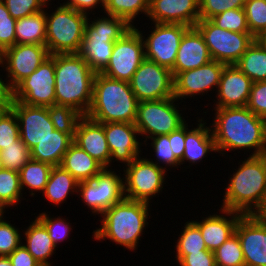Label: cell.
<instances>
[{
    "mask_svg": "<svg viewBox=\"0 0 266 266\" xmlns=\"http://www.w3.org/2000/svg\"><path fill=\"white\" fill-rule=\"evenodd\" d=\"M178 100L175 97L138 102L135 126L139 136H144V144L147 139L159 135H168L178 130L186 121L182 110L175 105Z\"/></svg>",
    "mask_w": 266,
    "mask_h": 266,
    "instance_id": "8",
    "label": "cell"
},
{
    "mask_svg": "<svg viewBox=\"0 0 266 266\" xmlns=\"http://www.w3.org/2000/svg\"><path fill=\"white\" fill-rule=\"evenodd\" d=\"M78 181L62 166H53L48 182L42 192L45 198L56 207L64 203L71 194L78 193ZM75 192V193H74ZM69 195V196H68Z\"/></svg>",
    "mask_w": 266,
    "mask_h": 266,
    "instance_id": "30",
    "label": "cell"
},
{
    "mask_svg": "<svg viewBox=\"0 0 266 266\" xmlns=\"http://www.w3.org/2000/svg\"><path fill=\"white\" fill-rule=\"evenodd\" d=\"M179 266H216L214 252L201 250L185 255L179 262Z\"/></svg>",
    "mask_w": 266,
    "mask_h": 266,
    "instance_id": "50",
    "label": "cell"
},
{
    "mask_svg": "<svg viewBox=\"0 0 266 266\" xmlns=\"http://www.w3.org/2000/svg\"><path fill=\"white\" fill-rule=\"evenodd\" d=\"M213 252L216 266H245L241 243L236 233Z\"/></svg>",
    "mask_w": 266,
    "mask_h": 266,
    "instance_id": "38",
    "label": "cell"
},
{
    "mask_svg": "<svg viewBox=\"0 0 266 266\" xmlns=\"http://www.w3.org/2000/svg\"><path fill=\"white\" fill-rule=\"evenodd\" d=\"M214 111L211 130L218 153L224 156V152L241 149L247 152L253 149L249 156L266 153L265 118L257 116L246 106L214 108Z\"/></svg>",
    "mask_w": 266,
    "mask_h": 266,
    "instance_id": "1",
    "label": "cell"
},
{
    "mask_svg": "<svg viewBox=\"0 0 266 266\" xmlns=\"http://www.w3.org/2000/svg\"><path fill=\"white\" fill-rule=\"evenodd\" d=\"M5 211L6 210L2 206H0V220L4 217L3 215H4Z\"/></svg>",
    "mask_w": 266,
    "mask_h": 266,
    "instance_id": "59",
    "label": "cell"
},
{
    "mask_svg": "<svg viewBox=\"0 0 266 266\" xmlns=\"http://www.w3.org/2000/svg\"><path fill=\"white\" fill-rule=\"evenodd\" d=\"M0 220V256H9L22 244L21 232L9 221Z\"/></svg>",
    "mask_w": 266,
    "mask_h": 266,
    "instance_id": "45",
    "label": "cell"
},
{
    "mask_svg": "<svg viewBox=\"0 0 266 266\" xmlns=\"http://www.w3.org/2000/svg\"><path fill=\"white\" fill-rule=\"evenodd\" d=\"M148 17L153 23L194 27L200 20L199 0H150Z\"/></svg>",
    "mask_w": 266,
    "mask_h": 266,
    "instance_id": "22",
    "label": "cell"
},
{
    "mask_svg": "<svg viewBox=\"0 0 266 266\" xmlns=\"http://www.w3.org/2000/svg\"><path fill=\"white\" fill-rule=\"evenodd\" d=\"M218 210L222 215L216 213L205 218L202 217V221L193 220L201 231L207 250L210 251H215L235 233L236 224L243 215L228 209L220 208Z\"/></svg>",
    "mask_w": 266,
    "mask_h": 266,
    "instance_id": "25",
    "label": "cell"
},
{
    "mask_svg": "<svg viewBox=\"0 0 266 266\" xmlns=\"http://www.w3.org/2000/svg\"><path fill=\"white\" fill-rule=\"evenodd\" d=\"M111 170L104 168L94 179L78 183L77 194L94 215H101L124 198L121 173Z\"/></svg>",
    "mask_w": 266,
    "mask_h": 266,
    "instance_id": "12",
    "label": "cell"
},
{
    "mask_svg": "<svg viewBox=\"0 0 266 266\" xmlns=\"http://www.w3.org/2000/svg\"><path fill=\"white\" fill-rule=\"evenodd\" d=\"M229 178L220 208L255 214L266 198V158L249 156Z\"/></svg>",
    "mask_w": 266,
    "mask_h": 266,
    "instance_id": "3",
    "label": "cell"
},
{
    "mask_svg": "<svg viewBox=\"0 0 266 266\" xmlns=\"http://www.w3.org/2000/svg\"><path fill=\"white\" fill-rule=\"evenodd\" d=\"M11 108L19 122L20 139L30 150L55 130L48 107L30 106L12 100Z\"/></svg>",
    "mask_w": 266,
    "mask_h": 266,
    "instance_id": "19",
    "label": "cell"
},
{
    "mask_svg": "<svg viewBox=\"0 0 266 266\" xmlns=\"http://www.w3.org/2000/svg\"><path fill=\"white\" fill-rule=\"evenodd\" d=\"M26 243L23 245L34 259L40 263L41 266H52L50 257L54 251L56 252V245L49 237V233L45 226L36 218L30 222V225L23 232ZM49 260V261H48Z\"/></svg>",
    "mask_w": 266,
    "mask_h": 266,
    "instance_id": "28",
    "label": "cell"
},
{
    "mask_svg": "<svg viewBox=\"0 0 266 266\" xmlns=\"http://www.w3.org/2000/svg\"><path fill=\"white\" fill-rule=\"evenodd\" d=\"M12 266H41L28 252L23 243L8 256Z\"/></svg>",
    "mask_w": 266,
    "mask_h": 266,
    "instance_id": "51",
    "label": "cell"
},
{
    "mask_svg": "<svg viewBox=\"0 0 266 266\" xmlns=\"http://www.w3.org/2000/svg\"><path fill=\"white\" fill-rule=\"evenodd\" d=\"M255 215L266 224V198L262 207L255 213Z\"/></svg>",
    "mask_w": 266,
    "mask_h": 266,
    "instance_id": "56",
    "label": "cell"
},
{
    "mask_svg": "<svg viewBox=\"0 0 266 266\" xmlns=\"http://www.w3.org/2000/svg\"><path fill=\"white\" fill-rule=\"evenodd\" d=\"M12 99H0V118L11 107Z\"/></svg>",
    "mask_w": 266,
    "mask_h": 266,
    "instance_id": "55",
    "label": "cell"
},
{
    "mask_svg": "<svg viewBox=\"0 0 266 266\" xmlns=\"http://www.w3.org/2000/svg\"><path fill=\"white\" fill-rule=\"evenodd\" d=\"M16 44H40L46 42L45 9L30 16L16 20Z\"/></svg>",
    "mask_w": 266,
    "mask_h": 266,
    "instance_id": "31",
    "label": "cell"
},
{
    "mask_svg": "<svg viewBox=\"0 0 266 266\" xmlns=\"http://www.w3.org/2000/svg\"><path fill=\"white\" fill-rule=\"evenodd\" d=\"M149 139H151L150 145L153 148V152H155L154 154L156 157V160L154 161L153 159L149 158L148 160L150 162L159 167L165 166L164 168L167 171H169L168 169L170 168H178L180 166V161L175 157L172 147L170 146L168 135H159ZM159 163L163 164V166H161ZM167 166L169 167L168 169Z\"/></svg>",
    "mask_w": 266,
    "mask_h": 266,
    "instance_id": "42",
    "label": "cell"
},
{
    "mask_svg": "<svg viewBox=\"0 0 266 266\" xmlns=\"http://www.w3.org/2000/svg\"><path fill=\"white\" fill-rule=\"evenodd\" d=\"M63 6L73 8L78 12L85 13L89 15V11H92L99 6L104 10V0H67L62 3ZM98 6V7H97Z\"/></svg>",
    "mask_w": 266,
    "mask_h": 266,
    "instance_id": "53",
    "label": "cell"
},
{
    "mask_svg": "<svg viewBox=\"0 0 266 266\" xmlns=\"http://www.w3.org/2000/svg\"><path fill=\"white\" fill-rule=\"evenodd\" d=\"M246 107L257 116L266 119V81L252 84Z\"/></svg>",
    "mask_w": 266,
    "mask_h": 266,
    "instance_id": "49",
    "label": "cell"
},
{
    "mask_svg": "<svg viewBox=\"0 0 266 266\" xmlns=\"http://www.w3.org/2000/svg\"><path fill=\"white\" fill-rule=\"evenodd\" d=\"M48 115L54 125L55 130L75 137L76 127L82 114L69 106L51 105L48 107Z\"/></svg>",
    "mask_w": 266,
    "mask_h": 266,
    "instance_id": "37",
    "label": "cell"
},
{
    "mask_svg": "<svg viewBox=\"0 0 266 266\" xmlns=\"http://www.w3.org/2000/svg\"><path fill=\"white\" fill-rule=\"evenodd\" d=\"M144 59L141 34L136 26L131 27L115 41L109 64L101 73L109 78L129 82Z\"/></svg>",
    "mask_w": 266,
    "mask_h": 266,
    "instance_id": "14",
    "label": "cell"
},
{
    "mask_svg": "<svg viewBox=\"0 0 266 266\" xmlns=\"http://www.w3.org/2000/svg\"><path fill=\"white\" fill-rule=\"evenodd\" d=\"M138 100L127 81L96 73L92 102L87 117L98 123L124 122L134 124Z\"/></svg>",
    "mask_w": 266,
    "mask_h": 266,
    "instance_id": "5",
    "label": "cell"
},
{
    "mask_svg": "<svg viewBox=\"0 0 266 266\" xmlns=\"http://www.w3.org/2000/svg\"><path fill=\"white\" fill-rule=\"evenodd\" d=\"M195 27L203 36L211 59L226 65L235 64L255 40L250 33L225 30L211 20H199Z\"/></svg>",
    "mask_w": 266,
    "mask_h": 266,
    "instance_id": "10",
    "label": "cell"
},
{
    "mask_svg": "<svg viewBox=\"0 0 266 266\" xmlns=\"http://www.w3.org/2000/svg\"><path fill=\"white\" fill-rule=\"evenodd\" d=\"M226 64L211 60L209 63L196 69L178 73L174 77V97L183 102V99L218 89L221 73ZM216 88V89H214Z\"/></svg>",
    "mask_w": 266,
    "mask_h": 266,
    "instance_id": "17",
    "label": "cell"
},
{
    "mask_svg": "<svg viewBox=\"0 0 266 266\" xmlns=\"http://www.w3.org/2000/svg\"><path fill=\"white\" fill-rule=\"evenodd\" d=\"M95 74L78 53L55 54V104L72 107L86 116Z\"/></svg>",
    "mask_w": 266,
    "mask_h": 266,
    "instance_id": "2",
    "label": "cell"
},
{
    "mask_svg": "<svg viewBox=\"0 0 266 266\" xmlns=\"http://www.w3.org/2000/svg\"><path fill=\"white\" fill-rule=\"evenodd\" d=\"M0 266H12L8 256H0Z\"/></svg>",
    "mask_w": 266,
    "mask_h": 266,
    "instance_id": "57",
    "label": "cell"
},
{
    "mask_svg": "<svg viewBox=\"0 0 266 266\" xmlns=\"http://www.w3.org/2000/svg\"><path fill=\"white\" fill-rule=\"evenodd\" d=\"M52 168L53 166L48 163L30 159L19 171L22 191L27 187V190L29 189V193L33 197L35 192H43Z\"/></svg>",
    "mask_w": 266,
    "mask_h": 266,
    "instance_id": "33",
    "label": "cell"
},
{
    "mask_svg": "<svg viewBox=\"0 0 266 266\" xmlns=\"http://www.w3.org/2000/svg\"><path fill=\"white\" fill-rule=\"evenodd\" d=\"M3 167L19 172L31 159V152L27 145L19 138L13 144L0 150Z\"/></svg>",
    "mask_w": 266,
    "mask_h": 266,
    "instance_id": "39",
    "label": "cell"
},
{
    "mask_svg": "<svg viewBox=\"0 0 266 266\" xmlns=\"http://www.w3.org/2000/svg\"><path fill=\"white\" fill-rule=\"evenodd\" d=\"M235 65L253 83L266 81V48L255 39Z\"/></svg>",
    "mask_w": 266,
    "mask_h": 266,
    "instance_id": "32",
    "label": "cell"
},
{
    "mask_svg": "<svg viewBox=\"0 0 266 266\" xmlns=\"http://www.w3.org/2000/svg\"><path fill=\"white\" fill-rule=\"evenodd\" d=\"M73 143L69 134L54 130L31 150V159L48 163L52 166L61 165L64 154Z\"/></svg>",
    "mask_w": 266,
    "mask_h": 266,
    "instance_id": "29",
    "label": "cell"
},
{
    "mask_svg": "<svg viewBox=\"0 0 266 266\" xmlns=\"http://www.w3.org/2000/svg\"><path fill=\"white\" fill-rule=\"evenodd\" d=\"M168 137L175 157L181 161L185 148V124L178 130L169 133Z\"/></svg>",
    "mask_w": 266,
    "mask_h": 266,
    "instance_id": "52",
    "label": "cell"
},
{
    "mask_svg": "<svg viewBox=\"0 0 266 266\" xmlns=\"http://www.w3.org/2000/svg\"><path fill=\"white\" fill-rule=\"evenodd\" d=\"M246 0H199L200 20H210L230 9L244 8Z\"/></svg>",
    "mask_w": 266,
    "mask_h": 266,
    "instance_id": "47",
    "label": "cell"
},
{
    "mask_svg": "<svg viewBox=\"0 0 266 266\" xmlns=\"http://www.w3.org/2000/svg\"><path fill=\"white\" fill-rule=\"evenodd\" d=\"M36 218L45 226L49 237L56 246H59V243L63 242L66 238L68 239L72 227L71 223L65 220V218L60 216H57V218L51 217L46 212L40 213Z\"/></svg>",
    "mask_w": 266,
    "mask_h": 266,
    "instance_id": "43",
    "label": "cell"
},
{
    "mask_svg": "<svg viewBox=\"0 0 266 266\" xmlns=\"http://www.w3.org/2000/svg\"><path fill=\"white\" fill-rule=\"evenodd\" d=\"M2 2L16 20L43 11L44 7L51 5L48 0H2Z\"/></svg>",
    "mask_w": 266,
    "mask_h": 266,
    "instance_id": "44",
    "label": "cell"
},
{
    "mask_svg": "<svg viewBox=\"0 0 266 266\" xmlns=\"http://www.w3.org/2000/svg\"><path fill=\"white\" fill-rule=\"evenodd\" d=\"M12 100L40 107L55 104V54L12 89Z\"/></svg>",
    "mask_w": 266,
    "mask_h": 266,
    "instance_id": "11",
    "label": "cell"
},
{
    "mask_svg": "<svg viewBox=\"0 0 266 266\" xmlns=\"http://www.w3.org/2000/svg\"><path fill=\"white\" fill-rule=\"evenodd\" d=\"M181 235H178L176 247V262L178 263L185 255L207 250L201 231L193 221H187L183 226Z\"/></svg>",
    "mask_w": 266,
    "mask_h": 266,
    "instance_id": "35",
    "label": "cell"
},
{
    "mask_svg": "<svg viewBox=\"0 0 266 266\" xmlns=\"http://www.w3.org/2000/svg\"><path fill=\"white\" fill-rule=\"evenodd\" d=\"M253 81L235 64L225 65L214 100L215 108L247 106Z\"/></svg>",
    "mask_w": 266,
    "mask_h": 266,
    "instance_id": "21",
    "label": "cell"
},
{
    "mask_svg": "<svg viewBox=\"0 0 266 266\" xmlns=\"http://www.w3.org/2000/svg\"><path fill=\"white\" fill-rule=\"evenodd\" d=\"M3 65L2 61H0V67H3ZM1 77L2 76H0V99H12V89L8 86L6 79L3 80Z\"/></svg>",
    "mask_w": 266,
    "mask_h": 266,
    "instance_id": "54",
    "label": "cell"
},
{
    "mask_svg": "<svg viewBox=\"0 0 266 266\" xmlns=\"http://www.w3.org/2000/svg\"><path fill=\"white\" fill-rule=\"evenodd\" d=\"M245 266H266V224L255 214L242 215L235 228Z\"/></svg>",
    "mask_w": 266,
    "mask_h": 266,
    "instance_id": "18",
    "label": "cell"
},
{
    "mask_svg": "<svg viewBox=\"0 0 266 266\" xmlns=\"http://www.w3.org/2000/svg\"><path fill=\"white\" fill-rule=\"evenodd\" d=\"M19 172L2 168L0 170V206L4 209L16 206L23 199Z\"/></svg>",
    "mask_w": 266,
    "mask_h": 266,
    "instance_id": "36",
    "label": "cell"
},
{
    "mask_svg": "<svg viewBox=\"0 0 266 266\" xmlns=\"http://www.w3.org/2000/svg\"><path fill=\"white\" fill-rule=\"evenodd\" d=\"M2 168H4V167H3V163H2L1 158H0V170H1Z\"/></svg>",
    "mask_w": 266,
    "mask_h": 266,
    "instance_id": "60",
    "label": "cell"
},
{
    "mask_svg": "<svg viewBox=\"0 0 266 266\" xmlns=\"http://www.w3.org/2000/svg\"><path fill=\"white\" fill-rule=\"evenodd\" d=\"M154 25L147 37L136 28L144 42L145 58L171 70L176 62L181 38L189 26L171 23Z\"/></svg>",
    "mask_w": 266,
    "mask_h": 266,
    "instance_id": "15",
    "label": "cell"
},
{
    "mask_svg": "<svg viewBox=\"0 0 266 266\" xmlns=\"http://www.w3.org/2000/svg\"><path fill=\"white\" fill-rule=\"evenodd\" d=\"M19 138V122L14 110L10 107L0 118V150Z\"/></svg>",
    "mask_w": 266,
    "mask_h": 266,
    "instance_id": "46",
    "label": "cell"
},
{
    "mask_svg": "<svg viewBox=\"0 0 266 266\" xmlns=\"http://www.w3.org/2000/svg\"><path fill=\"white\" fill-rule=\"evenodd\" d=\"M90 21L88 17L79 55L95 73H101L109 64L115 41L131 26L123 19L105 14ZM91 22V23H90Z\"/></svg>",
    "mask_w": 266,
    "mask_h": 266,
    "instance_id": "6",
    "label": "cell"
},
{
    "mask_svg": "<svg viewBox=\"0 0 266 266\" xmlns=\"http://www.w3.org/2000/svg\"><path fill=\"white\" fill-rule=\"evenodd\" d=\"M103 128L111 152L110 165L119 161L126 166L142 155L140 146L143 143L138 140L139 132L135 124L110 122L103 123Z\"/></svg>",
    "mask_w": 266,
    "mask_h": 266,
    "instance_id": "20",
    "label": "cell"
},
{
    "mask_svg": "<svg viewBox=\"0 0 266 266\" xmlns=\"http://www.w3.org/2000/svg\"><path fill=\"white\" fill-rule=\"evenodd\" d=\"M211 60L203 36L195 26L189 27L181 38L176 62L171 71L175 77L180 72L196 69Z\"/></svg>",
    "mask_w": 266,
    "mask_h": 266,
    "instance_id": "24",
    "label": "cell"
},
{
    "mask_svg": "<svg viewBox=\"0 0 266 266\" xmlns=\"http://www.w3.org/2000/svg\"><path fill=\"white\" fill-rule=\"evenodd\" d=\"M73 142L104 168L111 167V152L106 140L103 123L95 122L87 116H83L77 124Z\"/></svg>",
    "mask_w": 266,
    "mask_h": 266,
    "instance_id": "23",
    "label": "cell"
},
{
    "mask_svg": "<svg viewBox=\"0 0 266 266\" xmlns=\"http://www.w3.org/2000/svg\"><path fill=\"white\" fill-rule=\"evenodd\" d=\"M150 203L123 198L104 211L101 227L93 231L94 240L109 239L129 251L138 249L140 237L149 224L147 222Z\"/></svg>",
    "mask_w": 266,
    "mask_h": 266,
    "instance_id": "4",
    "label": "cell"
},
{
    "mask_svg": "<svg viewBox=\"0 0 266 266\" xmlns=\"http://www.w3.org/2000/svg\"><path fill=\"white\" fill-rule=\"evenodd\" d=\"M50 56L46 45L15 44L1 54L2 69L5 68L8 86L13 89L20 81L31 75Z\"/></svg>",
    "mask_w": 266,
    "mask_h": 266,
    "instance_id": "16",
    "label": "cell"
},
{
    "mask_svg": "<svg viewBox=\"0 0 266 266\" xmlns=\"http://www.w3.org/2000/svg\"><path fill=\"white\" fill-rule=\"evenodd\" d=\"M260 43L266 48V32H264L259 38Z\"/></svg>",
    "mask_w": 266,
    "mask_h": 266,
    "instance_id": "58",
    "label": "cell"
},
{
    "mask_svg": "<svg viewBox=\"0 0 266 266\" xmlns=\"http://www.w3.org/2000/svg\"><path fill=\"white\" fill-rule=\"evenodd\" d=\"M14 19L7 10L5 4L0 0V52L16 44Z\"/></svg>",
    "mask_w": 266,
    "mask_h": 266,
    "instance_id": "48",
    "label": "cell"
},
{
    "mask_svg": "<svg viewBox=\"0 0 266 266\" xmlns=\"http://www.w3.org/2000/svg\"><path fill=\"white\" fill-rule=\"evenodd\" d=\"M143 157H137L125 166L123 192L126 199L150 203L153 197L162 192L168 172Z\"/></svg>",
    "mask_w": 266,
    "mask_h": 266,
    "instance_id": "9",
    "label": "cell"
},
{
    "mask_svg": "<svg viewBox=\"0 0 266 266\" xmlns=\"http://www.w3.org/2000/svg\"><path fill=\"white\" fill-rule=\"evenodd\" d=\"M46 16V42L50 55L79 53L89 15L61 5Z\"/></svg>",
    "mask_w": 266,
    "mask_h": 266,
    "instance_id": "7",
    "label": "cell"
},
{
    "mask_svg": "<svg viewBox=\"0 0 266 266\" xmlns=\"http://www.w3.org/2000/svg\"><path fill=\"white\" fill-rule=\"evenodd\" d=\"M138 102L174 97V76L169 68L144 59L129 81Z\"/></svg>",
    "mask_w": 266,
    "mask_h": 266,
    "instance_id": "13",
    "label": "cell"
},
{
    "mask_svg": "<svg viewBox=\"0 0 266 266\" xmlns=\"http://www.w3.org/2000/svg\"><path fill=\"white\" fill-rule=\"evenodd\" d=\"M243 9L250 34L259 38L266 32V0H246Z\"/></svg>",
    "mask_w": 266,
    "mask_h": 266,
    "instance_id": "40",
    "label": "cell"
},
{
    "mask_svg": "<svg viewBox=\"0 0 266 266\" xmlns=\"http://www.w3.org/2000/svg\"><path fill=\"white\" fill-rule=\"evenodd\" d=\"M197 127L188 129V123H185V148L180 166L186 161L191 164L201 162L207 156V153L217 152L211 127L206 126V122L198 118Z\"/></svg>",
    "mask_w": 266,
    "mask_h": 266,
    "instance_id": "26",
    "label": "cell"
},
{
    "mask_svg": "<svg viewBox=\"0 0 266 266\" xmlns=\"http://www.w3.org/2000/svg\"><path fill=\"white\" fill-rule=\"evenodd\" d=\"M218 27L237 33H250L243 8L230 9L210 19Z\"/></svg>",
    "mask_w": 266,
    "mask_h": 266,
    "instance_id": "41",
    "label": "cell"
},
{
    "mask_svg": "<svg viewBox=\"0 0 266 266\" xmlns=\"http://www.w3.org/2000/svg\"><path fill=\"white\" fill-rule=\"evenodd\" d=\"M78 182L92 180L104 167L81 149L76 143H72L64 154L61 165Z\"/></svg>",
    "mask_w": 266,
    "mask_h": 266,
    "instance_id": "27",
    "label": "cell"
},
{
    "mask_svg": "<svg viewBox=\"0 0 266 266\" xmlns=\"http://www.w3.org/2000/svg\"><path fill=\"white\" fill-rule=\"evenodd\" d=\"M150 0H104L105 14L125 20L131 27H135L134 20L140 14H146L149 11ZM141 12V13H140Z\"/></svg>",
    "mask_w": 266,
    "mask_h": 266,
    "instance_id": "34",
    "label": "cell"
}]
</instances>
